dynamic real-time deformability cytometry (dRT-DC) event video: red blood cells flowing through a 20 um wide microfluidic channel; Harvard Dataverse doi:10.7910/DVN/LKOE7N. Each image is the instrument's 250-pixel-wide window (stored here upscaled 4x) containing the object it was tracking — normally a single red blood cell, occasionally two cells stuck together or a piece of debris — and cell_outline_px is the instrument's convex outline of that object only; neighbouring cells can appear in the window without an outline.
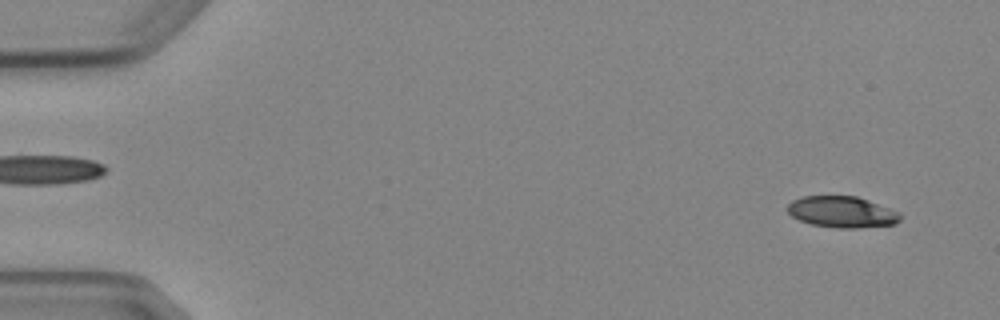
{"species": "Egyptian fruit bat (a non-hibernating species)", "species_latin": "Rousettus aegyptiacus", "temperature_condition": "cold", "stored_images_in_passage": 5, "segment_of_instrument_passage": [2, 2], "camera_frame_rate_fps": 3000, "um_per_image_px": 0.085, "animal": {"sex": "female"}, "frame": {"image": 1, "passage_image": 5, "time_ms": 4.667, "image_size_px": [1000, 320], "cell_outline_px": [[900, 220], [896, 224], [856, 228], [840, 228], [812, 224], [800, 220], [792, 216], [788, 212], [788, 204], [792, 200], [800, 196], [856, 196], [868, 200], [900, 212]], "centroid_in_image_um": [71.57, 18.01], "position_along_channel_um": 13.4, "area_um2": 20.46}}